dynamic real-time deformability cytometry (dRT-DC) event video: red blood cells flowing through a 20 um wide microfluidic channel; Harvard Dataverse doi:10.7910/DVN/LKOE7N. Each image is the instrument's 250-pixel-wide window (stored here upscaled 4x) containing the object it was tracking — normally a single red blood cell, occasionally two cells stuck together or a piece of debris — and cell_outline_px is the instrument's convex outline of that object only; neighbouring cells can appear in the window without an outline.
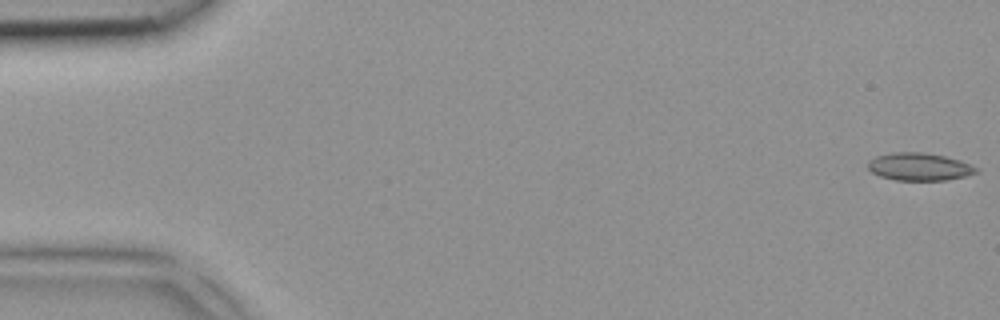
{"species": "common noctule bat (a hibernating species)", "species_latin": "Nyctalus noctula", "temperature_condition": "room temperature", "stored_images_in_passage": 5, "camera_frame_rate_fps": 3000, "um_per_image_px": 0.085, "animal": {"sex": "female", "body_mass_g": 18.4}, "frame": {"image": 1, "passage_image": 1, "time_ms": 0.0, "image_size_px": [1000, 320], "cell_outline_px": [[980, 168], [976, 172], [964, 176], [944, 180], [896, 180], [880, 176], [872, 172], [868, 168], [868, 160], [876, 156], [892, 152], [920, 152], [944, 156], [960, 160]], "centroid_in_image_um": [78.12, 14.16], "position_along_channel_um": 6.9, "area_um2": 17.34}}
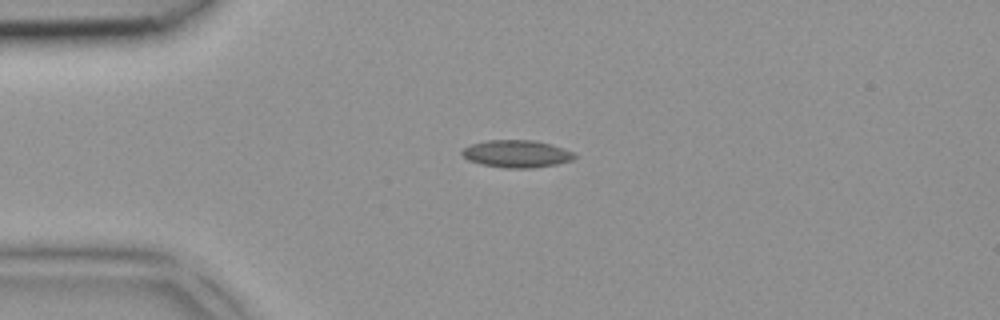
{"frame": {"image": 2, "passage_image": 4, "time_ms": 1.0, "image_size_px": [1000, 320], "cell_outline_px": [[576, 156], [572, 160], [556, 164], [532, 168], [504, 168], [480, 164], [468, 160], [460, 152], [464, 148], [472, 144], [488, 140], [536, 140], [552, 144], [564, 148], [572, 152]], "centroid_in_image_um": [43.92, 13.07], "position_along_channel_um": 41.1, "area_um2": 17.98}}
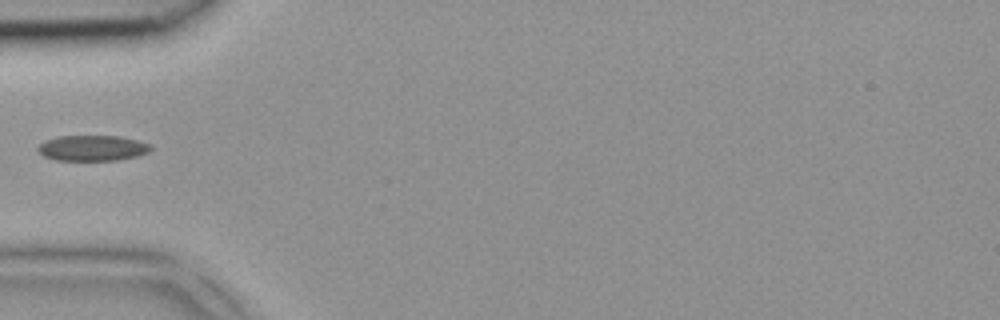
{"frame": {"image": 3, "passage_image": 5, "time_ms": 1.333, "image_size_px": [1000, 320], "cell_outline_px": [[152, 148], [148, 152], [136, 156], [116, 160], [56, 160], [44, 156], [36, 148], [44, 140], [56, 136], [120, 136], [152, 144]], "centroid_in_image_um": [7.84, 12.57], "position_along_channel_um": 77.2, "area_um2": 16.82}}